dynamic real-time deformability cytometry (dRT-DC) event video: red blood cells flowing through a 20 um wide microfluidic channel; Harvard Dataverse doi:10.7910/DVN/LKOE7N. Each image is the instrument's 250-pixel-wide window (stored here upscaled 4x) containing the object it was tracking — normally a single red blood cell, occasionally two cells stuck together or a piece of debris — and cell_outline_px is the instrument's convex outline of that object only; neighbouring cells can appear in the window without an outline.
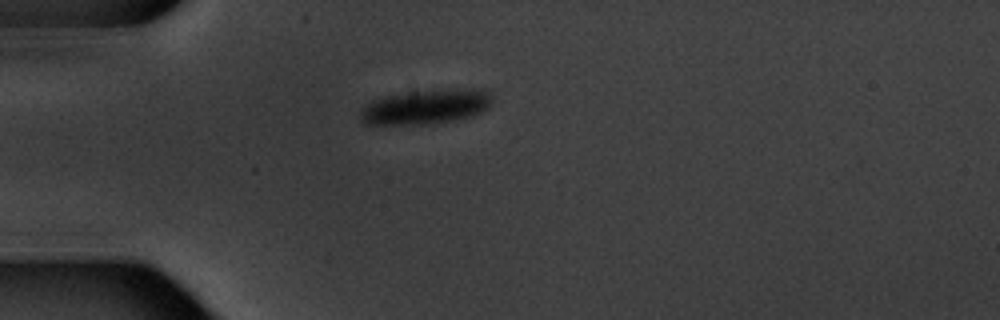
{"species": "common noctule bat (a hibernating species)", "species_latin": "Nyctalus noctula", "temperature_condition": "warm", "stored_images_in_passage": 5, "camera_frame_rate_fps": 3000, "um_per_image_px": 0.085, "animal": {"sex": "male", "body_mass_g": 20.1, "forearm_length_mm": 53.5}, "frame": {"image": 1, "passage_image": 1, "time_ms": 0.0, "image_size_px": [1000, 320], "cell_outline_px": [[492, 104], [488, 108], [472, 116], [456, 120], [424, 124], [364, 124], [360, 120], [360, 112], [372, 100], [384, 96], [452, 88], [472, 88], [488, 92], [492, 96]], "centroid_in_image_um": [36.24, 9.08], "position_along_channel_um": 48.8, "area_um2": 26.41}}
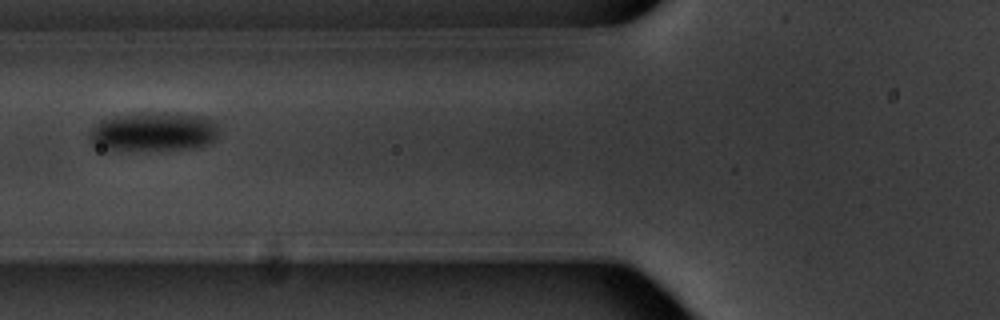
{"frame": {"image": 2, "passage_image": 3, "time_ms": 2.333, "image_size_px": [1000, 320], "cell_outline_px": [[216, 140], [200, 148], [160, 152], [92, 148], [88, 136], [92, 128], [100, 120], [116, 116], [168, 112], [204, 116], [212, 120], [216, 124]], "centroid_in_image_um": [13.04, 11.26], "position_along_channel_um": 112.8, "area_um2": 30.35}}